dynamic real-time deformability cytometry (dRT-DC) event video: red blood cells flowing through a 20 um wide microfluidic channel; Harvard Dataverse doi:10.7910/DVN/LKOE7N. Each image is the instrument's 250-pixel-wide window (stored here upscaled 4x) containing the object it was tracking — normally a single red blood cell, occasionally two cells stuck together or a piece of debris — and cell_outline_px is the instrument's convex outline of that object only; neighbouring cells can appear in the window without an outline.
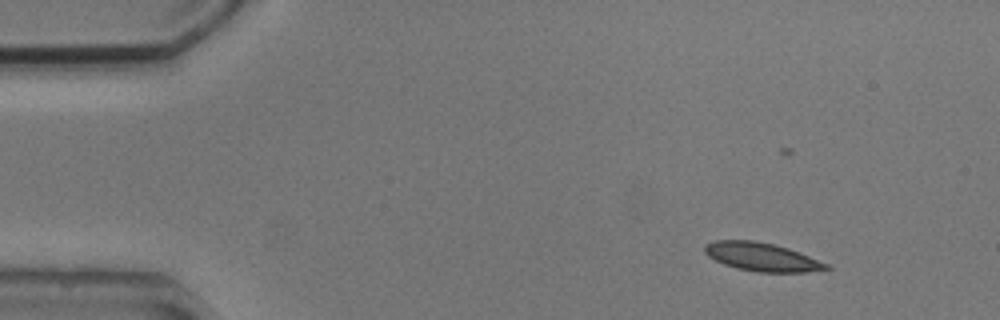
{"species": "common noctule bat (a hibernating species)", "species_latin": "Nyctalus noctula", "temperature_condition": "cold", "stored_images_in_passage": 8, "camera_frame_rate_fps": 3000, "um_per_image_px": 0.085, "animal": {"sex": "male", "body_mass_g": 20.5, "forearm_length_mm": 52.5}, "frame": {"image": 1, "passage_image": 1, "time_ms": 0.0, "image_size_px": [1000, 320], "cell_outline_px": [[832, 268], [804, 272], [756, 272], [736, 268], [724, 264], [708, 256], [704, 252], [704, 244], [716, 240], [752, 240], [772, 244], [788, 248], [828, 264]], "centroid_in_image_um": [64.71, 21.84], "position_along_channel_um": 20.3, "area_um2": 19.94}}
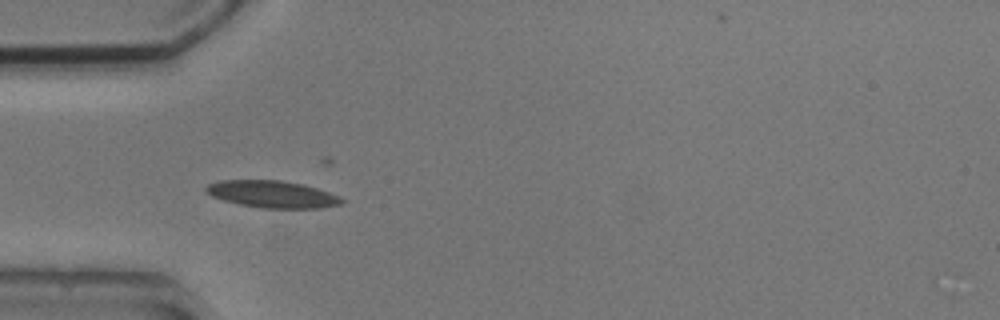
{"frame": {"image": 2, "passage_image": 4, "time_ms": 3.333, "image_size_px": [1000, 320], "cell_outline_px": [[344, 200], [340, 204], [320, 208], [260, 208], [240, 204], [224, 200], [212, 196], [204, 188], [208, 184], [220, 180], [280, 180], [304, 184], [340, 196]], "centroid_in_image_um": [23.15, 16.5], "position_along_channel_um": 61.9, "area_um2": 21.27}}